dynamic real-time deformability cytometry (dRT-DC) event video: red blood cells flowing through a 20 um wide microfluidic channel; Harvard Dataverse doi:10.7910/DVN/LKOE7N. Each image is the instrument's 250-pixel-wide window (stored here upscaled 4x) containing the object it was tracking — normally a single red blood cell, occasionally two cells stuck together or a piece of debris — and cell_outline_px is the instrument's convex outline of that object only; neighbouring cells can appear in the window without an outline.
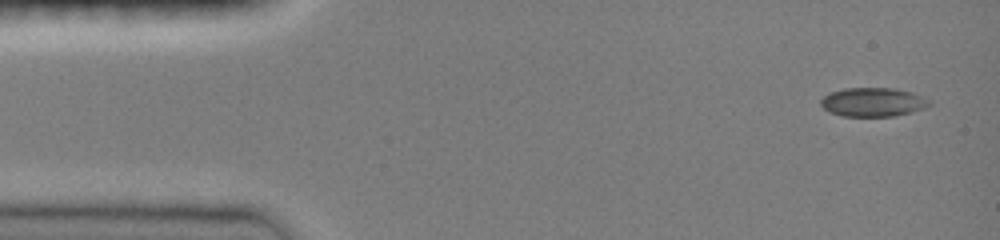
{"species": "common noctule bat (a hibernating species)", "species_latin": "Nyctalus noctula", "temperature_condition": "room temperature", "stored_images_in_passage": 5, "camera_frame_rate_fps": 3000, "um_per_image_px": 0.085, "animal": {"sex": "female", "body_mass_g": 19.0, "forearm_length_mm": 51.5}, "frame": {"image": 1, "passage_image": 1, "time_ms": 0.0, "image_size_px": [1000, 240], "cell_outline_px": [[932, 104], [924, 108], [912, 112], [896, 116], [844, 116], [828, 112], [820, 104], [820, 100], [828, 92], [844, 88], [896, 88], [912, 92], [932, 100]], "centroid_in_image_um": [74.22, 8.67], "position_along_channel_um": 10.8, "area_um2": 18.55}}
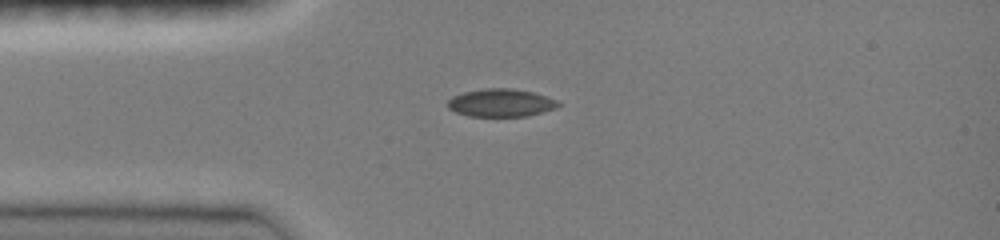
{"frame": {"image": 2, "passage_image": 4, "time_ms": 3.0, "image_size_px": [1000, 240], "cell_outline_px": [[560, 104], [556, 108], [528, 116], [468, 116], [456, 112], [448, 108], [448, 100], [452, 96], [464, 92], [484, 88], [512, 88], [532, 92], [556, 100]], "centroid_in_image_um": [42.55, 8.74], "position_along_channel_um": 42.5, "area_um2": 17.86}}